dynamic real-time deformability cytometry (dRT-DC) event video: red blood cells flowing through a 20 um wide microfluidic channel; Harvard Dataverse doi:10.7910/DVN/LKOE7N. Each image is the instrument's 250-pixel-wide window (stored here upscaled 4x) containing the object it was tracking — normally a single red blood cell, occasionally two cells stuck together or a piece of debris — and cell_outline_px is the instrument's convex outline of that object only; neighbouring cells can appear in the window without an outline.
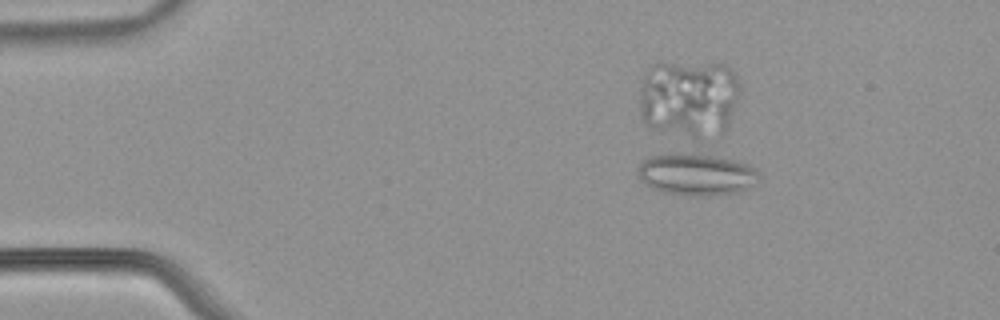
{"species": "common noctule bat (a hibernating species)", "species_latin": "Nyctalus noctula", "temperature_condition": "warm", "stored_images_in_passage": 54, "camera_frame_rate_fps": 3000, "um_per_image_px": 0.085, "animal": {"sex": "male", "body_mass_g": 21.5, "forearm_length_mm": 52.0}, "frame": {"image": 1, "passage_image": 10, "time_ms": 3.0, "image_size_px": [1000, 320], "cell_outline_px": [[760, 172], [740, 192], [708, 196], [688, 196], [664, 192], [652, 188], [640, 180], [636, 172], [636, 168], [640, 160], [652, 156], [676, 152], [696, 152], [736, 160], [748, 164], [756, 168]], "centroid_in_image_um": [59.09, 14.79], "position_along_channel_um": 25.9, "area_um2": 29.88}}